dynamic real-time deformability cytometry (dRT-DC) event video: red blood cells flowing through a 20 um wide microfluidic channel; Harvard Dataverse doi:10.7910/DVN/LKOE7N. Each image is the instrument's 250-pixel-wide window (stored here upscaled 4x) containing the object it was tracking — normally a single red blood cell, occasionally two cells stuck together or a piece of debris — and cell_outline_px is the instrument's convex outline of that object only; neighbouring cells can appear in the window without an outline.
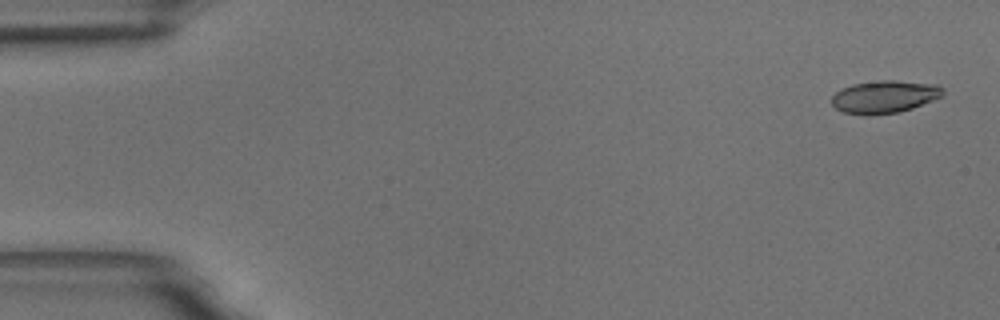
{"species": "common noctule bat (a hibernating species)", "species_latin": "Nyctalus noctula", "temperature_condition": "room temperature", "stored_images_in_passage": 7, "camera_frame_rate_fps": 3000, "um_per_image_px": 0.085, "animal": {"sex": "male", "body_mass_g": 18.8}, "frame": {"image": 1, "passage_image": 1, "time_ms": 0.0, "image_size_px": [1000, 320], "cell_outline_px": [[944, 96], [912, 108], [900, 112], [868, 116], [864, 116], [844, 112], [836, 108], [832, 104], [832, 96], [840, 88], [852, 84], [880, 80], [896, 80], [936, 84], [944, 88]], "centroid_in_image_um": [75.19, 8.23], "position_along_channel_um": 9.8, "area_um2": 21.44}}
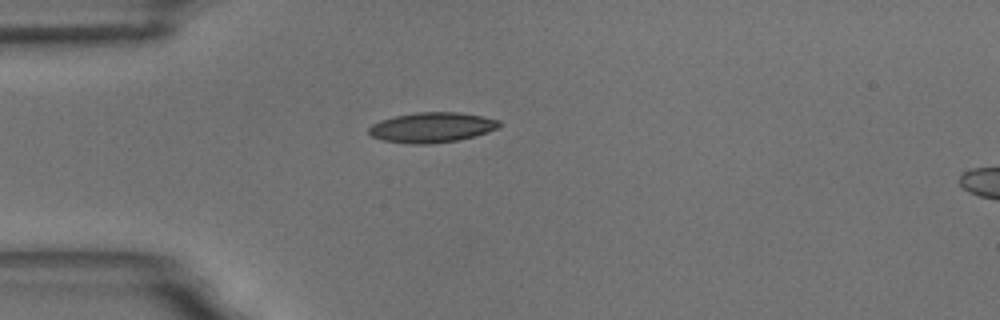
{"frame": {"image": 2, "passage_image": 4, "time_ms": 4.333, "image_size_px": [1000, 320], "cell_outline_px": [[500, 124], [496, 128], [488, 132], [476, 136], [460, 140], [428, 144], [412, 144], [380, 140], [372, 136], [368, 132], [368, 128], [372, 124], [380, 120], [396, 116], [416, 112], [456, 112], [480, 116], [500, 120]], "centroid_in_image_um": [36.68, 10.84], "position_along_channel_um": 48.3, "area_um2": 22.89}}
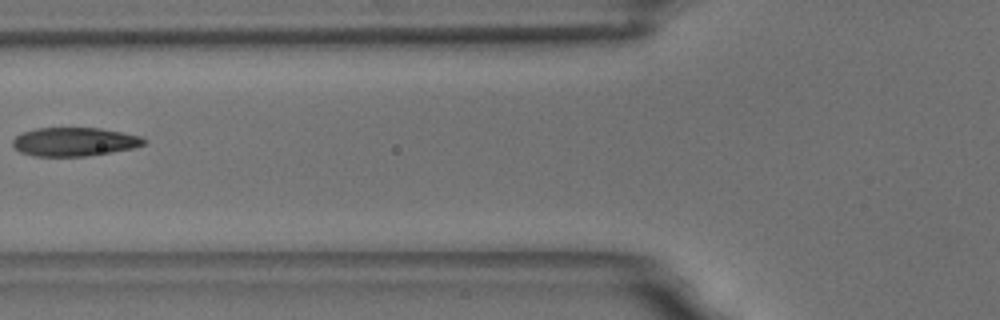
{"frame": {"image": 3, "passage_image": 6, "time_ms": 6.667, "image_size_px": [1000, 320], "cell_outline_px": [[148, 140], [144, 144], [132, 148], [112, 152], [84, 156], [36, 156], [20, 152], [12, 144], [12, 140], [16, 136], [24, 132], [36, 128], [100, 128], [124, 132], [144, 136]], "centroid_in_image_um": [6.37, 12.04], "position_along_channel_um": 119.4, "area_um2": 21.96}}